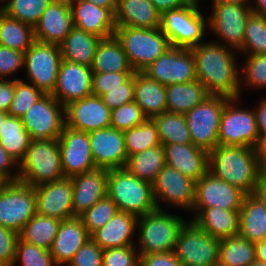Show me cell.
Returning a JSON list of instances; mask_svg holds the SVG:
<instances>
[{"mask_svg": "<svg viewBox=\"0 0 266 266\" xmlns=\"http://www.w3.org/2000/svg\"><path fill=\"white\" fill-rule=\"evenodd\" d=\"M260 141L266 136V100L264 99L255 112Z\"/></svg>", "mask_w": 266, "mask_h": 266, "instance_id": "60", "label": "cell"}, {"mask_svg": "<svg viewBox=\"0 0 266 266\" xmlns=\"http://www.w3.org/2000/svg\"><path fill=\"white\" fill-rule=\"evenodd\" d=\"M123 134L128 157L161 144L157 125L152 118H146L138 126L123 131Z\"/></svg>", "mask_w": 266, "mask_h": 266, "instance_id": "42", "label": "cell"}, {"mask_svg": "<svg viewBox=\"0 0 266 266\" xmlns=\"http://www.w3.org/2000/svg\"><path fill=\"white\" fill-rule=\"evenodd\" d=\"M166 165L197 182L207 171L209 152L189 144L164 145Z\"/></svg>", "mask_w": 266, "mask_h": 266, "instance_id": "26", "label": "cell"}, {"mask_svg": "<svg viewBox=\"0 0 266 266\" xmlns=\"http://www.w3.org/2000/svg\"><path fill=\"white\" fill-rule=\"evenodd\" d=\"M228 100L229 98L224 96L210 95L184 114L193 145L209 152L219 144V125Z\"/></svg>", "mask_w": 266, "mask_h": 266, "instance_id": "10", "label": "cell"}, {"mask_svg": "<svg viewBox=\"0 0 266 266\" xmlns=\"http://www.w3.org/2000/svg\"><path fill=\"white\" fill-rule=\"evenodd\" d=\"M159 133L161 144H189L192 143L188 124L183 114L164 112L152 118Z\"/></svg>", "mask_w": 266, "mask_h": 266, "instance_id": "41", "label": "cell"}, {"mask_svg": "<svg viewBox=\"0 0 266 266\" xmlns=\"http://www.w3.org/2000/svg\"><path fill=\"white\" fill-rule=\"evenodd\" d=\"M235 101L236 99H229L225 103L219 125V144L257 149L260 145V136L255 111L235 108L232 104Z\"/></svg>", "mask_w": 266, "mask_h": 266, "instance_id": "12", "label": "cell"}, {"mask_svg": "<svg viewBox=\"0 0 266 266\" xmlns=\"http://www.w3.org/2000/svg\"><path fill=\"white\" fill-rule=\"evenodd\" d=\"M103 249L91 238L74 254L69 266H103Z\"/></svg>", "mask_w": 266, "mask_h": 266, "instance_id": "52", "label": "cell"}, {"mask_svg": "<svg viewBox=\"0 0 266 266\" xmlns=\"http://www.w3.org/2000/svg\"><path fill=\"white\" fill-rule=\"evenodd\" d=\"M107 195L119 211L137 217L157 209L153 185L140 180L126 168L108 170Z\"/></svg>", "mask_w": 266, "mask_h": 266, "instance_id": "3", "label": "cell"}, {"mask_svg": "<svg viewBox=\"0 0 266 266\" xmlns=\"http://www.w3.org/2000/svg\"><path fill=\"white\" fill-rule=\"evenodd\" d=\"M162 15L165 11L177 9L187 3L186 0H150Z\"/></svg>", "mask_w": 266, "mask_h": 266, "instance_id": "59", "label": "cell"}, {"mask_svg": "<svg viewBox=\"0 0 266 266\" xmlns=\"http://www.w3.org/2000/svg\"><path fill=\"white\" fill-rule=\"evenodd\" d=\"M119 212L112 199L106 195L80 216L88 233L91 235L98 228L103 227Z\"/></svg>", "mask_w": 266, "mask_h": 266, "instance_id": "46", "label": "cell"}, {"mask_svg": "<svg viewBox=\"0 0 266 266\" xmlns=\"http://www.w3.org/2000/svg\"><path fill=\"white\" fill-rule=\"evenodd\" d=\"M198 6L186 3L161 15L160 29L172 47L190 49L202 43L200 40L203 38L208 21L204 19Z\"/></svg>", "mask_w": 266, "mask_h": 266, "instance_id": "6", "label": "cell"}, {"mask_svg": "<svg viewBox=\"0 0 266 266\" xmlns=\"http://www.w3.org/2000/svg\"><path fill=\"white\" fill-rule=\"evenodd\" d=\"M138 217L119 211L103 227L90 236L103 250L133 245L132 239L137 227Z\"/></svg>", "mask_w": 266, "mask_h": 266, "instance_id": "28", "label": "cell"}, {"mask_svg": "<svg viewBox=\"0 0 266 266\" xmlns=\"http://www.w3.org/2000/svg\"><path fill=\"white\" fill-rule=\"evenodd\" d=\"M250 266H266V263L260 260L255 259Z\"/></svg>", "mask_w": 266, "mask_h": 266, "instance_id": "68", "label": "cell"}, {"mask_svg": "<svg viewBox=\"0 0 266 266\" xmlns=\"http://www.w3.org/2000/svg\"><path fill=\"white\" fill-rule=\"evenodd\" d=\"M15 93V80H0V111L8 113Z\"/></svg>", "mask_w": 266, "mask_h": 266, "instance_id": "58", "label": "cell"}, {"mask_svg": "<svg viewBox=\"0 0 266 266\" xmlns=\"http://www.w3.org/2000/svg\"><path fill=\"white\" fill-rule=\"evenodd\" d=\"M62 61L60 47L35 41L24 53L30 83L44 94H52Z\"/></svg>", "mask_w": 266, "mask_h": 266, "instance_id": "13", "label": "cell"}, {"mask_svg": "<svg viewBox=\"0 0 266 266\" xmlns=\"http://www.w3.org/2000/svg\"><path fill=\"white\" fill-rule=\"evenodd\" d=\"M187 3H194L198 5V0H186Z\"/></svg>", "mask_w": 266, "mask_h": 266, "instance_id": "70", "label": "cell"}, {"mask_svg": "<svg viewBox=\"0 0 266 266\" xmlns=\"http://www.w3.org/2000/svg\"><path fill=\"white\" fill-rule=\"evenodd\" d=\"M245 193L207 171L195 184L193 208L240 210Z\"/></svg>", "mask_w": 266, "mask_h": 266, "instance_id": "17", "label": "cell"}, {"mask_svg": "<svg viewBox=\"0 0 266 266\" xmlns=\"http://www.w3.org/2000/svg\"><path fill=\"white\" fill-rule=\"evenodd\" d=\"M10 115L6 112L0 111V131L1 127L3 126L5 120L9 117Z\"/></svg>", "mask_w": 266, "mask_h": 266, "instance_id": "66", "label": "cell"}, {"mask_svg": "<svg viewBox=\"0 0 266 266\" xmlns=\"http://www.w3.org/2000/svg\"><path fill=\"white\" fill-rule=\"evenodd\" d=\"M139 266H183L174 252L139 254Z\"/></svg>", "mask_w": 266, "mask_h": 266, "instance_id": "56", "label": "cell"}, {"mask_svg": "<svg viewBox=\"0 0 266 266\" xmlns=\"http://www.w3.org/2000/svg\"><path fill=\"white\" fill-rule=\"evenodd\" d=\"M166 165L162 144L128 157L125 168L140 180L153 184Z\"/></svg>", "mask_w": 266, "mask_h": 266, "instance_id": "36", "label": "cell"}, {"mask_svg": "<svg viewBox=\"0 0 266 266\" xmlns=\"http://www.w3.org/2000/svg\"><path fill=\"white\" fill-rule=\"evenodd\" d=\"M66 126L90 132L110 127L111 110L100 96H88L65 106Z\"/></svg>", "mask_w": 266, "mask_h": 266, "instance_id": "20", "label": "cell"}, {"mask_svg": "<svg viewBox=\"0 0 266 266\" xmlns=\"http://www.w3.org/2000/svg\"><path fill=\"white\" fill-rule=\"evenodd\" d=\"M90 238L91 236L80 217L61 220L50 249L55 263L58 266L62 264L68 265L74 254Z\"/></svg>", "mask_w": 266, "mask_h": 266, "instance_id": "27", "label": "cell"}, {"mask_svg": "<svg viewBox=\"0 0 266 266\" xmlns=\"http://www.w3.org/2000/svg\"><path fill=\"white\" fill-rule=\"evenodd\" d=\"M251 55L266 54V17L251 13L246 22L244 43L240 51Z\"/></svg>", "mask_w": 266, "mask_h": 266, "instance_id": "43", "label": "cell"}, {"mask_svg": "<svg viewBox=\"0 0 266 266\" xmlns=\"http://www.w3.org/2000/svg\"><path fill=\"white\" fill-rule=\"evenodd\" d=\"M0 1L2 2V1H5V0H0ZM10 1L11 0H6L7 3L5 5H3L2 7H0V11H3L8 6V4L10 3Z\"/></svg>", "mask_w": 266, "mask_h": 266, "instance_id": "69", "label": "cell"}, {"mask_svg": "<svg viewBox=\"0 0 266 266\" xmlns=\"http://www.w3.org/2000/svg\"><path fill=\"white\" fill-rule=\"evenodd\" d=\"M255 256L257 260L266 263V239L255 243Z\"/></svg>", "mask_w": 266, "mask_h": 266, "instance_id": "63", "label": "cell"}, {"mask_svg": "<svg viewBox=\"0 0 266 266\" xmlns=\"http://www.w3.org/2000/svg\"><path fill=\"white\" fill-rule=\"evenodd\" d=\"M63 115L65 107L52 94H43L21 120L32 140H58L66 125Z\"/></svg>", "mask_w": 266, "mask_h": 266, "instance_id": "11", "label": "cell"}, {"mask_svg": "<svg viewBox=\"0 0 266 266\" xmlns=\"http://www.w3.org/2000/svg\"><path fill=\"white\" fill-rule=\"evenodd\" d=\"M36 206L39 215L67 220L74 217L72 181L63 178L35 186Z\"/></svg>", "mask_w": 266, "mask_h": 266, "instance_id": "21", "label": "cell"}, {"mask_svg": "<svg viewBox=\"0 0 266 266\" xmlns=\"http://www.w3.org/2000/svg\"><path fill=\"white\" fill-rule=\"evenodd\" d=\"M37 213L36 192L21 181L0 183V225L17 234Z\"/></svg>", "mask_w": 266, "mask_h": 266, "instance_id": "9", "label": "cell"}, {"mask_svg": "<svg viewBox=\"0 0 266 266\" xmlns=\"http://www.w3.org/2000/svg\"><path fill=\"white\" fill-rule=\"evenodd\" d=\"M15 164L18 163L0 144V183L15 182L19 180V174L10 175V170H8Z\"/></svg>", "mask_w": 266, "mask_h": 266, "instance_id": "57", "label": "cell"}, {"mask_svg": "<svg viewBox=\"0 0 266 266\" xmlns=\"http://www.w3.org/2000/svg\"><path fill=\"white\" fill-rule=\"evenodd\" d=\"M253 195L258 198L266 208V169H262Z\"/></svg>", "mask_w": 266, "mask_h": 266, "instance_id": "61", "label": "cell"}, {"mask_svg": "<svg viewBox=\"0 0 266 266\" xmlns=\"http://www.w3.org/2000/svg\"><path fill=\"white\" fill-rule=\"evenodd\" d=\"M100 40L98 36L74 26L59 45L62 59L91 67Z\"/></svg>", "mask_w": 266, "mask_h": 266, "instance_id": "32", "label": "cell"}, {"mask_svg": "<svg viewBox=\"0 0 266 266\" xmlns=\"http://www.w3.org/2000/svg\"><path fill=\"white\" fill-rule=\"evenodd\" d=\"M239 235L252 243L266 239V208L253 194L245 195L239 210Z\"/></svg>", "mask_w": 266, "mask_h": 266, "instance_id": "33", "label": "cell"}, {"mask_svg": "<svg viewBox=\"0 0 266 266\" xmlns=\"http://www.w3.org/2000/svg\"><path fill=\"white\" fill-rule=\"evenodd\" d=\"M19 181L33 187L64 177L58 140H32L19 165Z\"/></svg>", "mask_w": 266, "mask_h": 266, "instance_id": "4", "label": "cell"}, {"mask_svg": "<svg viewBox=\"0 0 266 266\" xmlns=\"http://www.w3.org/2000/svg\"><path fill=\"white\" fill-rule=\"evenodd\" d=\"M208 171L246 195L253 194L262 171L258 150L218 144L209 151Z\"/></svg>", "mask_w": 266, "mask_h": 266, "instance_id": "2", "label": "cell"}, {"mask_svg": "<svg viewBox=\"0 0 266 266\" xmlns=\"http://www.w3.org/2000/svg\"><path fill=\"white\" fill-rule=\"evenodd\" d=\"M146 117L139 105L133 101L111 110L110 126L125 131L141 124Z\"/></svg>", "mask_w": 266, "mask_h": 266, "instance_id": "48", "label": "cell"}, {"mask_svg": "<svg viewBox=\"0 0 266 266\" xmlns=\"http://www.w3.org/2000/svg\"><path fill=\"white\" fill-rule=\"evenodd\" d=\"M94 5L111 10L114 14L117 9L118 0H86Z\"/></svg>", "mask_w": 266, "mask_h": 266, "instance_id": "62", "label": "cell"}, {"mask_svg": "<svg viewBox=\"0 0 266 266\" xmlns=\"http://www.w3.org/2000/svg\"><path fill=\"white\" fill-rule=\"evenodd\" d=\"M74 26L101 39L115 35V14L86 0H69Z\"/></svg>", "mask_w": 266, "mask_h": 266, "instance_id": "24", "label": "cell"}, {"mask_svg": "<svg viewBox=\"0 0 266 266\" xmlns=\"http://www.w3.org/2000/svg\"><path fill=\"white\" fill-rule=\"evenodd\" d=\"M143 72L165 86L197 80L194 55L182 47L170 46Z\"/></svg>", "mask_w": 266, "mask_h": 266, "instance_id": "15", "label": "cell"}, {"mask_svg": "<svg viewBox=\"0 0 266 266\" xmlns=\"http://www.w3.org/2000/svg\"><path fill=\"white\" fill-rule=\"evenodd\" d=\"M140 255L134 245L109 248L103 251V266H139Z\"/></svg>", "mask_w": 266, "mask_h": 266, "instance_id": "51", "label": "cell"}, {"mask_svg": "<svg viewBox=\"0 0 266 266\" xmlns=\"http://www.w3.org/2000/svg\"><path fill=\"white\" fill-rule=\"evenodd\" d=\"M165 87L167 110L171 113L184 115L210 96L199 80L169 84Z\"/></svg>", "mask_w": 266, "mask_h": 266, "instance_id": "35", "label": "cell"}, {"mask_svg": "<svg viewBox=\"0 0 266 266\" xmlns=\"http://www.w3.org/2000/svg\"><path fill=\"white\" fill-rule=\"evenodd\" d=\"M73 27L69 0H51L34 26L35 41L59 46Z\"/></svg>", "mask_w": 266, "mask_h": 266, "instance_id": "22", "label": "cell"}, {"mask_svg": "<svg viewBox=\"0 0 266 266\" xmlns=\"http://www.w3.org/2000/svg\"><path fill=\"white\" fill-rule=\"evenodd\" d=\"M195 184L192 179L180 171L165 165L152 184L157 209H161L157 199L161 198L169 204L193 209L195 200Z\"/></svg>", "mask_w": 266, "mask_h": 266, "instance_id": "23", "label": "cell"}, {"mask_svg": "<svg viewBox=\"0 0 266 266\" xmlns=\"http://www.w3.org/2000/svg\"><path fill=\"white\" fill-rule=\"evenodd\" d=\"M91 69L92 73L135 72L115 35L100 40Z\"/></svg>", "mask_w": 266, "mask_h": 266, "instance_id": "34", "label": "cell"}, {"mask_svg": "<svg viewBox=\"0 0 266 266\" xmlns=\"http://www.w3.org/2000/svg\"><path fill=\"white\" fill-rule=\"evenodd\" d=\"M0 266H8L5 262H3L2 260H0Z\"/></svg>", "mask_w": 266, "mask_h": 266, "instance_id": "71", "label": "cell"}, {"mask_svg": "<svg viewBox=\"0 0 266 266\" xmlns=\"http://www.w3.org/2000/svg\"><path fill=\"white\" fill-rule=\"evenodd\" d=\"M18 234L0 225V260L12 266Z\"/></svg>", "mask_w": 266, "mask_h": 266, "instance_id": "55", "label": "cell"}, {"mask_svg": "<svg viewBox=\"0 0 266 266\" xmlns=\"http://www.w3.org/2000/svg\"><path fill=\"white\" fill-rule=\"evenodd\" d=\"M24 66V53L0 45V77L15 73Z\"/></svg>", "mask_w": 266, "mask_h": 266, "instance_id": "54", "label": "cell"}, {"mask_svg": "<svg viewBox=\"0 0 266 266\" xmlns=\"http://www.w3.org/2000/svg\"><path fill=\"white\" fill-rule=\"evenodd\" d=\"M197 212L193 221L207 234L223 239L239 235V210L218 207L193 208Z\"/></svg>", "mask_w": 266, "mask_h": 266, "instance_id": "30", "label": "cell"}, {"mask_svg": "<svg viewBox=\"0 0 266 266\" xmlns=\"http://www.w3.org/2000/svg\"><path fill=\"white\" fill-rule=\"evenodd\" d=\"M89 144L96 168H125L128 160L123 131L107 127L88 132Z\"/></svg>", "mask_w": 266, "mask_h": 266, "instance_id": "18", "label": "cell"}, {"mask_svg": "<svg viewBox=\"0 0 266 266\" xmlns=\"http://www.w3.org/2000/svg\"><path fill=\"white\" fill-rule=\"evenodd\" d=\"M43 94L34 84L15 79V93L8 114L21 118Z\"/></svg>", "mask_w": 266, "mask_h": 266, "instance_id": "47", "label": "cell"}, {"mask_svg": "<svg viewBox=\"0 0 266 266\" xmlns=\"http://www.w3.org/2000/svg\"><path fill=\"white\" fill-rule=\"evenodd\" d=\"M50 2L51 0H11L3 12L34 27Z\"/></svg>", "mask_w": 266, "mask_h": 266, "instance_id": "44", "label": "cell"}, {"mask_svg": "<svg viewBox=\"0 0 266 266\" xmlns=\"http://www.w3.org/2000/svg\"><path fill=\"white\" fill-rule=\"evenodd\" d=\"M106 106L112 110L134 101V74L124 83V88L110 89L101 96Z\"/></svg>", "mask_w": 266, "mask_h": 266, "instance_id": "53", "label": "cell"}, {"mask_svg": "<svg viewBox=\"0 0 266 266\" xmlns=\"http://www.w3.org/2000/svg\"><path fill=\"white\" fill-rule=\"evenodd\" d=\"M196 66V76L209 95L229 99L240 97V75L235 57L226 47L218 43H202L190 48Z\"/></svg>", "mask_w": 266, "mask_h": 266, "instance_id": "1", "label": "cell"}, {"mask_svg": "<svg viewBox=\"0 0 266 266\" xmlns=\"http://www.w3.org/2000/svg\"><path fill=\"white\" fill-rule=\"evenodd\" d=\"M161 14L150 0H118L116 26L159 28Z\"/></svg>", "mask_w": 266, "mask_h": 266, "instance_id": "31", "label": "cell"}, {"mask_svg": "<svg viewBox=\"0 0 266 266\" xmlns=\"http://www.w3.org/2000/svg\"><path fill=\"white\" fill-rule=\"evenodd\" d=\"M32 139L25 130L21 118L9 116L0 131V144L20 164Z\"/></svg>", "mask_w": 266, "mask_h": 266, "instance_id": "39", "label": "cell"}, {"mask_svg": "<svg viewBox=\"0 0 266 266\" xmlns=\"http://www.w3.org/2000/svg\"><path fill=\"white\" fill-rule=\"evenodd\" d=\"M92 95V69L62 59L52 96L64 107Z\"/></svg>", "mask_w": 266, "mask_h": 266, "instance_id": "19", "label": "cell"}, {"mask_svg": "<svg viewBox=\"0 0 266 266\" xmlns=\"http://www.w3.org/2000/svg\"><path fill=\"white\" fill-rule=\"evenodd\" d=\"M220 239L207 234L193 220L179 229L174 254L183 266H218Z\"/></svg>", "mask_w": 266, "mask_h": 266, "instance_id": "8", "label": "cell"}, {"mask_svg": "<svg viewBox=\"0 0 266 266\" xmlns=\"http://www.w3.org/2000/svg\"><path fill=\"white\" fill-rule=\"evenodd\" d=\"M107 179L108 170L99 168L71 178L74 217H80L107 195Z\"/></svg>", "mask_w": 266, "mask_h": 266, "instance_id": "25", "label": "cell"}, {"mask_svg": "<svg viewBox=\"0 0 266 266\" xmlns=\"http://www.w3.org/2000/svg\"><path fill=\"white\" fill-rule=\"evenodd\" d=\"M255 259V243L240 235L220 239L218 266H250Z\"/></svg>", "mask_w": 266, "mask_h": 266, "instance_id": "40", "label": "cell"}, {"mask_svg": "<svg viewBox=\"0 0 266 266\" xmlns=\"http://www.w3.org/2000/svg\"><path fill=\"white\" fill-rule=\"evenodd\" d=\"M134 101L146 118L168 112L165 85L150 78L144 72L134 73Z\"/></svg>", "mask_w": 266, "mask_h": 266, "instance_id": "29", "label": "cell"}, {"mask_svg": "<svg viewBox=\"0 0 266 266\" xmlns=\"http://www.w3.org/2000/svg\"><path fill=\"white\" fill-rule=\"evenodd\" d=\"M184 223L180 217L167 214L163 209L138 217L141 242L138 254L174 252L179 229Z\"/></svg>", "mask_w": 266, "mask_h": 266, "instance_id": "7", "label": "cell"}, {"mask_svg": "<svg viewBox=\"0 0 266 266\" xmlns=\"http://www.w3.org/2000/svg\"><path fill=\"white\" fill-rule=\"evenodd\" d=\"M246 85L255 87H266V54L248 55V60L243 66Z\"/></svg>", "mask_w": 266, "mask_h": 266, "instance_id": "50", "label": "cell"}, {"mask_svg": "<svg viewBox=\"0 0 266 266\" xmlns=\"http://www.w3.org/2000/svg\"><path fill=\"white\" fill-rule=\"evenodd\" d=\"M135 72H103L92 73V95L102 96L110 89L124 88V83Z\"/></svg>", "mask_w": 266, "mask_h": 266, "instance_id": "49", "label": "cell"}, {"mask_svg": "<svg viewBox=\"0 0 266 266\" xmlns=\"http://www.w3.org/2000/svg\"><path fill=\"white\" fill-rule=\"evenodd\" d=\"M256 8L252 7V11L255 14L266 17V0H255Z\"/></svg>", "mask_w": 266, "mask_h": 266, "instance_id": "65", "label": "cell"}, {"mask_svg": "<svg viewBox=\"0 0 266 266\" xmlns=\"http://www.w3.org/2000/svg\"><path fill=\"white\" fill-rule=\"evenodd\" d=\"M61 220L36 213L23 227L18 237L24 242L51 249Z\"/></svg>", "mask_w": 266, "mask_h": 266, "instance_id": "38", "label": "cell"}, {"mask_svg": "<svg viewBox=\"0 0 266 266\" xmlns=\"http://www.w3.org/2000/svg\"><path fill=\"white\" fill-rule=\"evenodd\" d=\"M35 42L34 27L0 11V45L25 53Z\"/></svg>", "mask_w": 266, "mask_h": 266, "instance_id": "37", "label": "cell"}, {"mask_svg": "<svg viewBox=\"0 0 266 266\" xmlns=\"http://www.w3.org/2000/svg\"><path fill=\"white\" fill-rule=\"evenodd\" d=\"M62 172L65 178L96 169L93 161L88 132L75 130L65 125L59 139Z\"/></svg>", "mask_w": 266, "mask_h": 266, "instance_id": "16", "label": "cell"}, {"mask_svg": "<svg viewBox=\"0 0 266 266\" xmlns=\"http://www.w3.org/2000/svg\"><path fill=\"white\" fill-rule=\"evenodd\" d=\"M213 1H224V2L238 3V4H247L248 3V0H213Z\"/></svg>", "mask_w": 266, "mask_h": 266, "instance_id": "67", "label": "cell"}, {"mask_svg": "<svg viewBox=\"0 0 266 266\" xmlns=\"http://www.w3.org/2000/svg\"><path fill=\"white\" fill-rule=\"evenodd\" d=\"M257 150L261 168L266 169V136L261 139Z\"/></svg>", "mask_w": 266, "mask_h": 266, "instance_id": "64", "label": "cell"}, {"mask_svg": "<svg viewBox=\"0 0 266 266\" xmlns=\"http://www.w3.org/2000/svg\"><path fill=\"white\" fill-rule=\"evenodd\" d=\"M17 261H20L22 266L57 265L50 250L24 242L19 237L15 245V257L12 266H15Z\"/></svg>", "mask_w": 266, "mask_h": 266, "instance_id": "45", "label": "cell"}, {"mask_svg": "<svg viewBox=\"0 0 266 266\" xmlns=\"http://www.w3.org/2000/svg\"><path fill=\"white\" fill-rule=\"evenodd\" d=\"M116 27L115 36L121 42L135 72H143L171 46L160 27Z\"/></svg>", "mask_w": 266, "mask_h": 266, "instance_id": "5", "label": "cell"}, {"mask_svg": "<svg viewBox=\"0 0 266 266\" xmlns=\"http://www.w3.org/2000/svg\"><path fill=\"white\" fill-rule=\"evenodd\" d=\"M213 10L208 20V26L220 38L225 40L232 49L240 50L244 43V33L247 19L253 12L246 4L213 1Z\"/></svg>", "mask_w": 266, "mask_h": 266, "instance_id": "14", "label": "cell"}]
</instances>
